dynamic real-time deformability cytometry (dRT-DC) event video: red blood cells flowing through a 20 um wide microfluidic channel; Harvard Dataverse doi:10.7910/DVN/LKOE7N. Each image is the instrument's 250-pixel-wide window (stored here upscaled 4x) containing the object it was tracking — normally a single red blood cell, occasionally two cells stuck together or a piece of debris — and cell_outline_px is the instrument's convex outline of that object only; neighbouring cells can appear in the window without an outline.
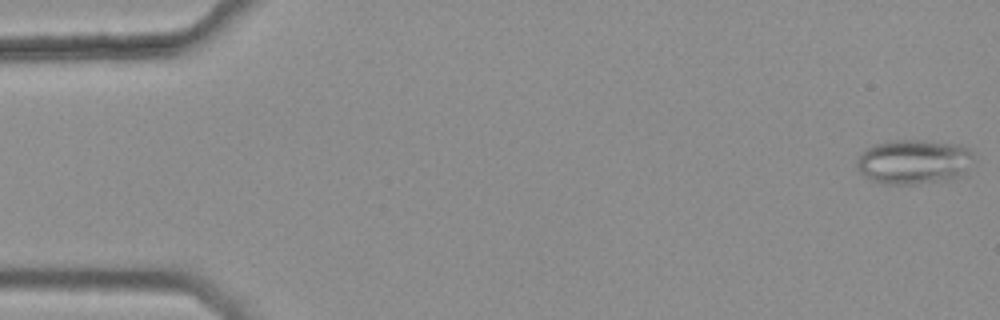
{"species": "common noctule bat (a hibernating species)", "species_latin": "Nyctalus noctula", "temperature_condition": "warm", "stored_images_in_passage": 34, "camera_frame_rate_fps": 3000, "um_per_image_px": 0.085, "animal": {"sex": "female", "body_mass_g": 25.1}, "frame": {"image": 1, "passage_image": 1, "time_ms": 0.0, "image_size_px": [1000, 320], "cell_outline_px": [[972, 152], [968, 176], [952, 180], [912, 184], [880, 184], [872, 180], [860, 172], [856, 168], [856, 160], [868, 148], [876, 144], [896, 140], [924, 140], [960, 144], [968, 148]], "centroid_in_image_um": [77.74, 13.77], "position_along_channel_um": 7.3, "area_um2": 30.81}}